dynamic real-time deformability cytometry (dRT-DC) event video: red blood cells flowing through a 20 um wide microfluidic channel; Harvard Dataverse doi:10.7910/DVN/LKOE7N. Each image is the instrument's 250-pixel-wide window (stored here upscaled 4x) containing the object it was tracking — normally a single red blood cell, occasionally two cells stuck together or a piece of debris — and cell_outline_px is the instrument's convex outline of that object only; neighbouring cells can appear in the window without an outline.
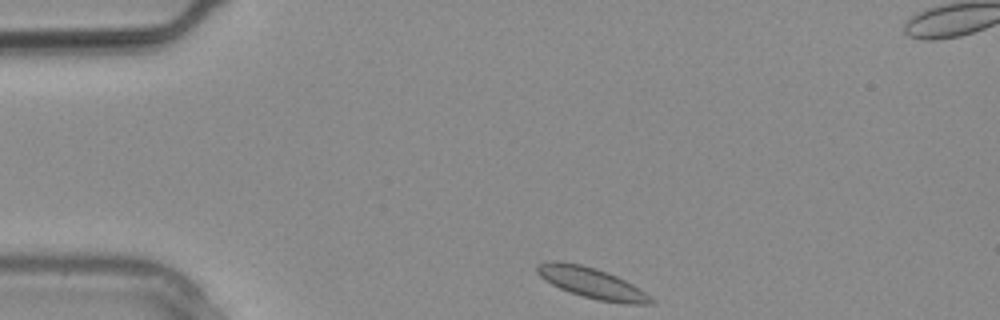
{"species": "common noctule bat (a hibernating species)", "species_latin": "Nyctalus noctula", "temperature_condition": "warm", "stored_images_in_passage": 13, "camera_frame_rate_fps": 3000, "um_per_image_px": 0.085, "animal": {"sex": "male", "body_mass_g": 20.4}, "frame": {"image": 1, "passage_image": 1, "time_ms": 0.0, "image_size_px": [1000, 320], "cell_outline_px": [[656, 304], [624, 304], [600, 300], [584, 296], [560, 288], [544, 280], [536, 272], [536, 264], [548, 260], [560, 260], [580, 264], [596, 268], [608, 272], [632, 284], [656, 300]], "centroid_in_image_um": [50.29, 24.03], "position_along_channel_um": 34.7, "area_um2": 20.4}}
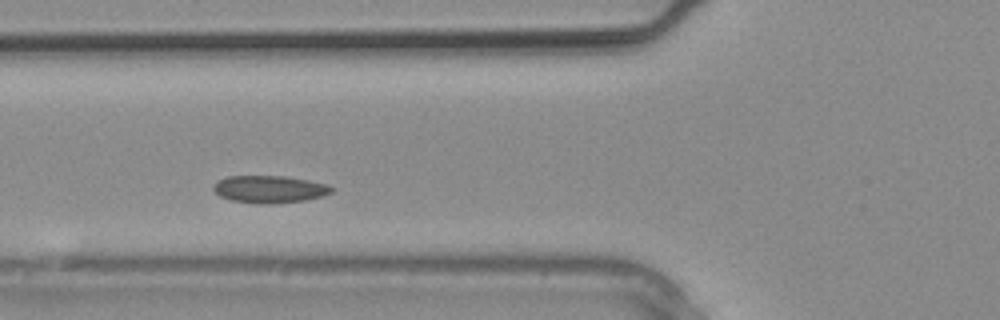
{"frame": {"image": 2, "passage_image": 6, "time_ms": 1.667, "image_size_px": [1000, 320], "cell_outline_px": [[332, 192], [320, 196], [304, 200], [268, 204], [260, 204], [232, 200], [220, 196], [212, 188], [212, 184], [216, 180], [228, 176], [284, 176], [308, 180], [328, 184], [332, 188]], "centroid_in_image_um": [22.86, 16.07], "position_along_channel_um": 102.9, "area_um2": 18.73}}